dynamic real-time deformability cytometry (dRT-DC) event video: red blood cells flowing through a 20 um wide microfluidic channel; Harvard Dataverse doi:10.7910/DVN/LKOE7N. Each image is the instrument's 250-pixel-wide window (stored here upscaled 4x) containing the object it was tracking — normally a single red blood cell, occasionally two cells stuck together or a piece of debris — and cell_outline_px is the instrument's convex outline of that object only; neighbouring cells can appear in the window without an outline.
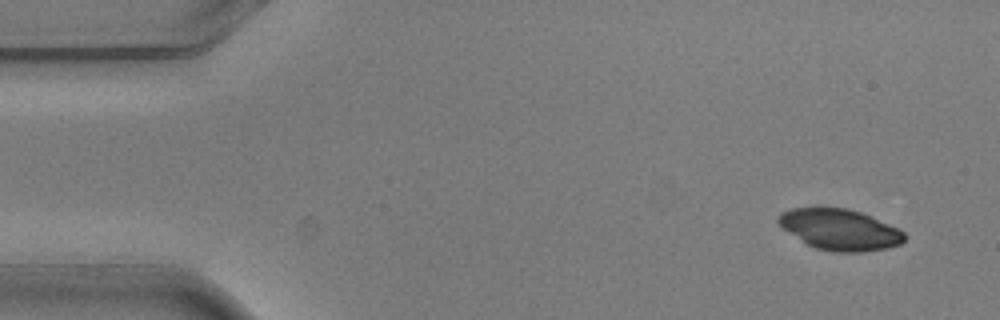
{"species": "common noctule bat (a hibernating species)", "species_latin": "Nyctalus noctula", "temperature_condition": "warm", "stored_images_in_passage": 4, "camera_frame_rate_fps": 3000, "um_per_image_px": 0.085, "animal": {"sex": "male", "body_mass_g": 20.5, "forearm_length_mm": 52.5}, "frame": {"image": 1, "passage_image": 1, "time_ms": 0.0, "image_size_px": [1000, 320], "cell_outline_px": [[908, 236], [900, 244], [888, 248], [864, 252], [832, 252], [816, 248], [808, 244], [780, 228], [776, 220], [776, 216], [780, 212], [792, 208], [848, 208], [872, 216], [900, 228]], "centroid_in_image_um": [71.39, 19.51], "position_along_channel_um": 13.6, "area_um2": 30.52}}